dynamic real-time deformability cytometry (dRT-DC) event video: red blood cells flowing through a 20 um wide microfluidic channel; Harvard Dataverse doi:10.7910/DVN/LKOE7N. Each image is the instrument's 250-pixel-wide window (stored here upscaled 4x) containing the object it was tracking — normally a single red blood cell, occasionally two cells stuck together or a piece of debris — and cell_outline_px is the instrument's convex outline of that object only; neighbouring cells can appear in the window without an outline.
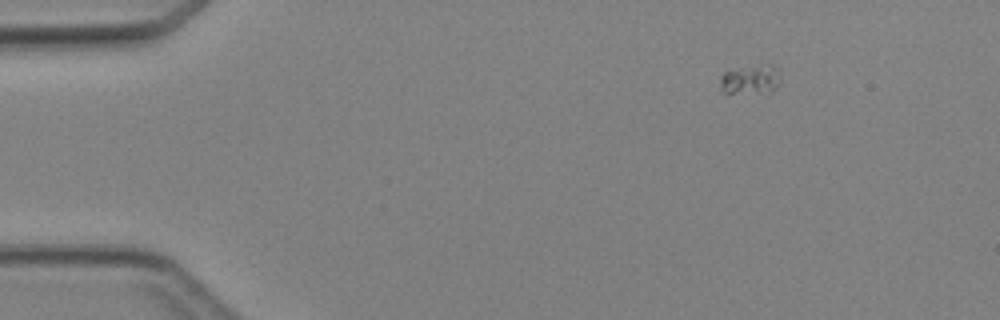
{"species": "Egyptian fruit bat (a non-hibernating species)", "species_latin": "Rousettus aegyptiacus", "temperature_condition": "cold", "stored_images_in_passage": 5, "segment_of_instrument_passage": [2, 2], "camera_frame_rate_fps": 3000, "um_per_image_px": 0.085, "animal": {"sex": "female"}, "frame": {"image": 1, "passage_image": 5, "time_ms": 5.667, "image_size_px": [1000, 320], "cell_outline_px": [[780, 76], [776, 88], [772, 92], [728, 96], [724, 96], [720, 92], [720, 76], [724, 72], [768, 64], [772, 64], [780, 72]], "centroid_in_image_um": [63.73, 6.86], "position_along_channel_um": 21.3, "area_um2": 10.81}}